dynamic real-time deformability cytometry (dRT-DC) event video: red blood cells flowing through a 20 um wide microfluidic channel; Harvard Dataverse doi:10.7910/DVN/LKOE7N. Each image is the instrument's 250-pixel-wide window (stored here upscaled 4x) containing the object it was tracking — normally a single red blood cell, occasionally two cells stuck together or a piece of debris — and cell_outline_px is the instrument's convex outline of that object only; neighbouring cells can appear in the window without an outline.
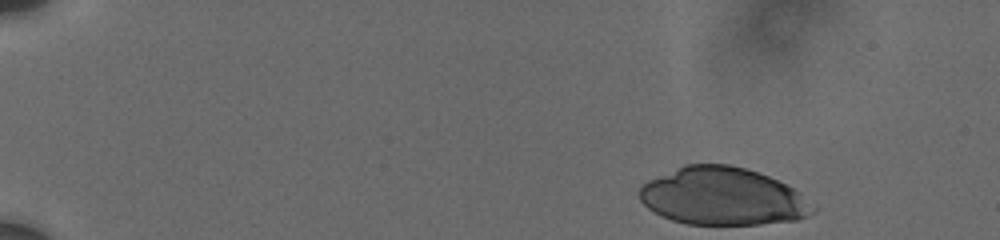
{"species": "human", "species_latin": "Homo sapiens", "temperature_condition": "cold", "stored_images_in_passage": 19, "camera_frame_rate_fps": 3000, "um_per_image_px": 0.085, "donor": {"sex": "male"}, "frame": {"image": 1, "passage_image": 1, "time_ms": 0.0, "image_size_px": [1000, 240], "cell_outline_px": [[816, 212], [808, 216], [796, 220], [760, 224], [688, 224], [672, 220], [648, 208], [640, 200], [636, 192], [640, 184], [648, 180], [684, 164], [728, 164], [744, 168], [768, 176], [800, 192], [816, 208]], "centroid_in_image_um": [61.41, 16.69], "position_along_channel_um": 23.6, "area_um2": 58.26}}